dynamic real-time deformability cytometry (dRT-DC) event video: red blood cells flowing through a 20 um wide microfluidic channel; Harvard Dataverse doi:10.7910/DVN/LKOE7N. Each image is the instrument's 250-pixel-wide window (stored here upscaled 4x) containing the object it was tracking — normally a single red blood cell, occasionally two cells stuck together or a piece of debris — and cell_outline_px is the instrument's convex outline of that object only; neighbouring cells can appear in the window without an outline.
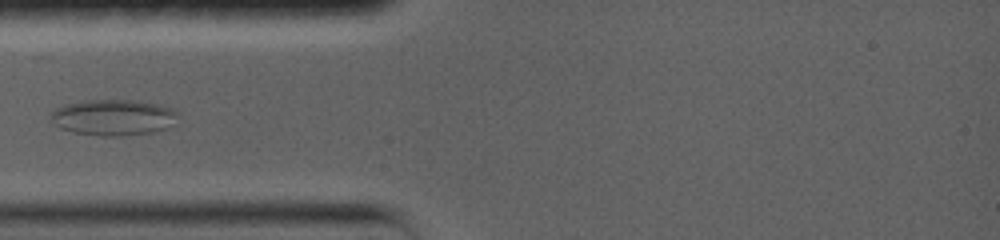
{"species": "common noctule bat (a hibernating species)", "species_latin": "Nyctalus noctula", "temperature_condition": "warm", "stored_images_in_passage": 17, "camera_frame_rate_fps": 5000, "um_per_image_px": 0.085, "animal": {"sex": "female", "body_mass_g": 19.0, "forearm_length_mm": 56.7}, "frame": {"image": 1, "passage_image": 5, "time_ms": 4.2, "image_size_px": [1000, 240], "cell_outline_px": [[176, 112], [164, 128], [152, 132], [120, 136], [100, 136], [72, 132], [60, 128], [52, 120], [52, 112], [56, 108], [68, 104], [84, 100], [132, 100], [156, 104], [172, 108]], "centroid_in_image_um": [9.54, 9.98], "position_along_channel_um": 75.5, "area_um2": 25.89}}
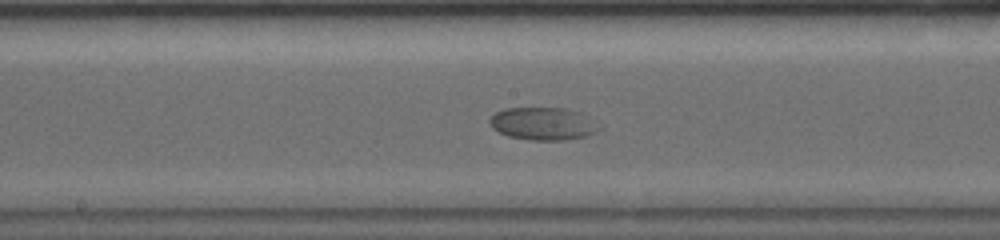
{"frame": {"image": 2, "passage_image": 10, "time_ms": 7.8, "image_size_px": [1000, 240], "cell_outline_px": [[592, 132], [588, 136], [564, 140], [532, 140], [508, 136], [492, 128], [488, 120], [496, 112], [504, 108], [564, 108], [580, 112]], "centroid_in_image_um": [45.94, 10.51], "position_along_channel_um": 202.3, "area_um2": 19.77}}
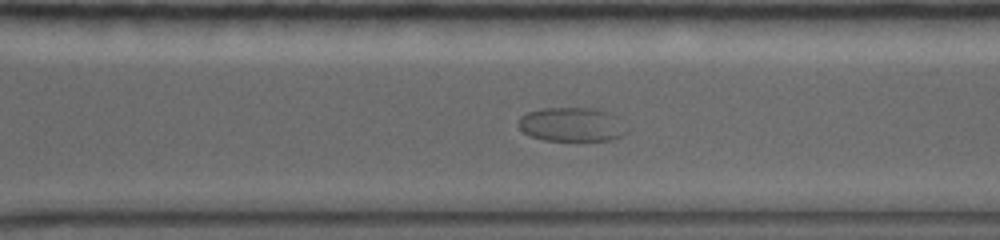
{"frame": {"image": 3, "passage_image": 16, "time_ms": 11.2, "image_size_px": [1000, 240], "cell_outline_px": [[616, 136], [604, 140], [548, 140], [532, 136], [524, 132], [520, 128], [520, 120], [528, 112], [552, 108], [580, 108], [600, 112]], "centroid_in_image_um": [48.16, 10.6], "position_along_channel_um": 322.4, "area_um2": 18.21}}